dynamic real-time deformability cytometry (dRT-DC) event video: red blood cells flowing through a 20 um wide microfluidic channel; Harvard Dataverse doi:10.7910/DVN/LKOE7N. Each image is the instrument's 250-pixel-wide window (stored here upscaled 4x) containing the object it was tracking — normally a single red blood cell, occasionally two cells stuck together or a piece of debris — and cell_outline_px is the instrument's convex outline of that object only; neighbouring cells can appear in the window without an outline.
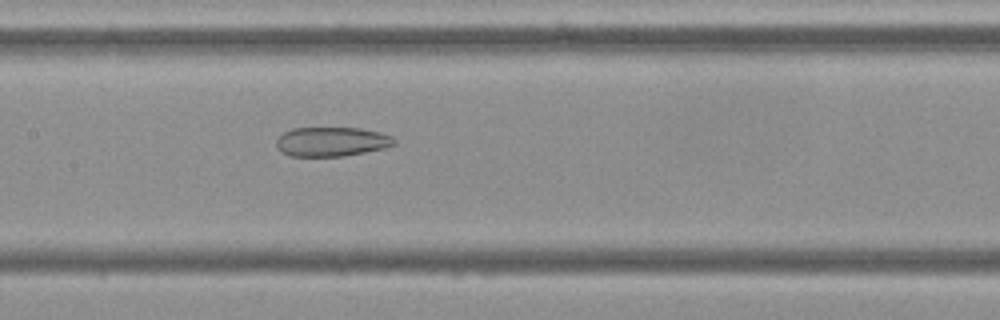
{"species": "Egyptian fruit bat (a non-hibernating species)", "species_latin": "Rousettus aegyptiacus", "temperature_condition": "cold", "stored_images_in_passage": 39, "camera_frame_rate_fps": 3000, "um_per_image_px": 0.085, "frame": {"image": 1, "passage_image": 11, "time_ms": 3.333, "image_size_px": [1000, 320], "cell_outline_px": [[396, 144], [384, 148], [344, 156], [292, 156], [280, 152], [276, 148], [276, 140], [284, 132], [292, 128], [360, 128], [380, 132], [392, 136], [396, 140]], "centroid_in_image_um": [28.18, 12.04], "position_along_channel_um": 179.2, "area_um2": 20.23}}
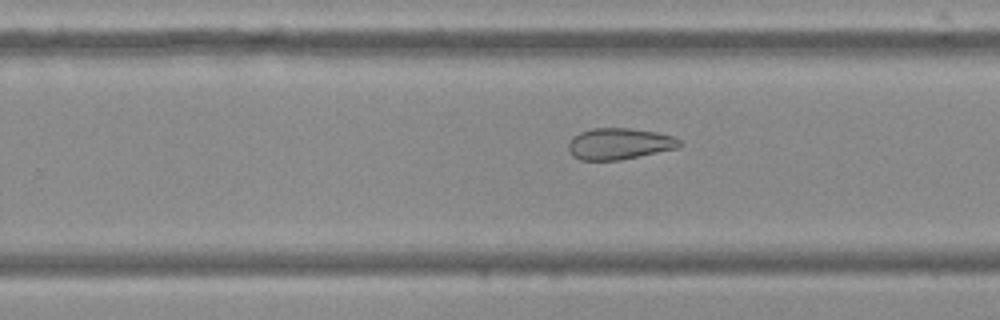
{"frame": {"image": 2, "passage_image": 19, "time_ms": 6.0, "image_size_px": [1000, 320], "cell_outline_px": [[684, 144], [680, 148], [620, 160], [580, 160], [572, 156], [568, 148], [568, 144], [572, 136], [580, 132], [592, 128], [628, 128], [656, 132], [672, 136], [680, 140]], "centroid_in_image_um": [52.65, 12.22], "position_along_channel_um": 277.1, "area_um2": 20.52}}
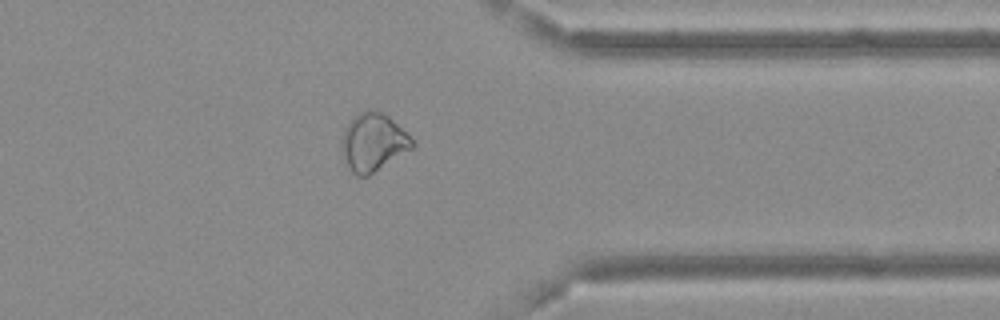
{"frame": {"image": 3, "passage_image": 28, "time_ms": 9.0, "image_size_px": [1000, 320], "cell_outline_px": [[416, 144], [412, 148], [368, 176], [356, 176], [344, 164], [340, 152], [340, 144], [344, 128], [348, 120], [352, 116], [364, 108], [372, 108], [388, 116]], "centroid_in_image_um": [31.62, 12.08], "position_along_channel_um": 379.8, "area_um2": 24.16}, "authors_computed_cell_mechanics": {"area_um2": 22.6576, "velocity_mm_per_s": 3.6852, "shape_relaxation_time_tau1_ms": null, "shape_relaxation_time_tau2_ms": 4.4726, "deformation_change_tau1": null, "deformation_change_tau2": 0.116}}